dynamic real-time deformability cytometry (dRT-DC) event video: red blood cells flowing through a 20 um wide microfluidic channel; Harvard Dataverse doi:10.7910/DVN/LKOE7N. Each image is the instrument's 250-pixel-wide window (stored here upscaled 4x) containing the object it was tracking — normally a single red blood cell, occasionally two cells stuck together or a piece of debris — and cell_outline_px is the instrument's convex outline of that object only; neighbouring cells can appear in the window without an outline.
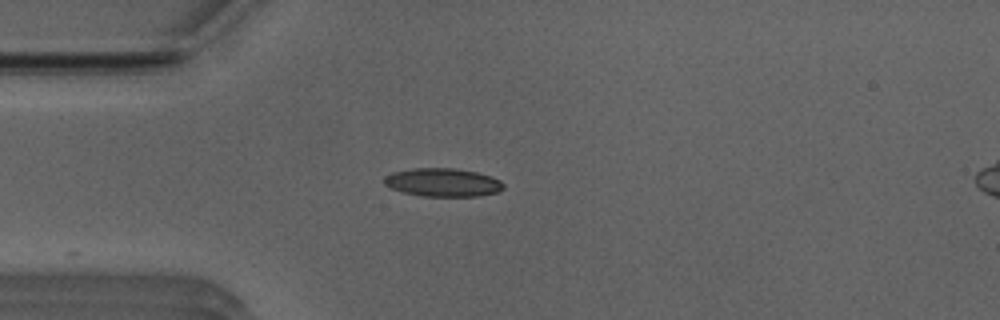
{"species": "Egyptian fruit bat (a non-hibernating species)", "species_latin": "Rousettus aegyptiacus", "temperature_condition": "room temperature", "stored_images_in_passage": 4, "camera_frame_rate_fps": 3000, "um_per_image_px": 0.085, "animal": {"sex": "male"}, "frame": {"image": 1, "passage_image": 1, "time_ms": 0.0, "image_size_px": [1000, 320], "cell_outline_px": [[504, 188], [500, 192], [480, 196], [420, 196], [404, 192], [392, 188], [384, 184], [384, 176], [392, 172], [412, 168], [456, 168], [476, 172], [492, 176], [500, 180], [504, 184]], "centroid_in_image_um": [37.67, 15.5], "position_along_channel_um": 47.3, "area_um2": 19.88}}